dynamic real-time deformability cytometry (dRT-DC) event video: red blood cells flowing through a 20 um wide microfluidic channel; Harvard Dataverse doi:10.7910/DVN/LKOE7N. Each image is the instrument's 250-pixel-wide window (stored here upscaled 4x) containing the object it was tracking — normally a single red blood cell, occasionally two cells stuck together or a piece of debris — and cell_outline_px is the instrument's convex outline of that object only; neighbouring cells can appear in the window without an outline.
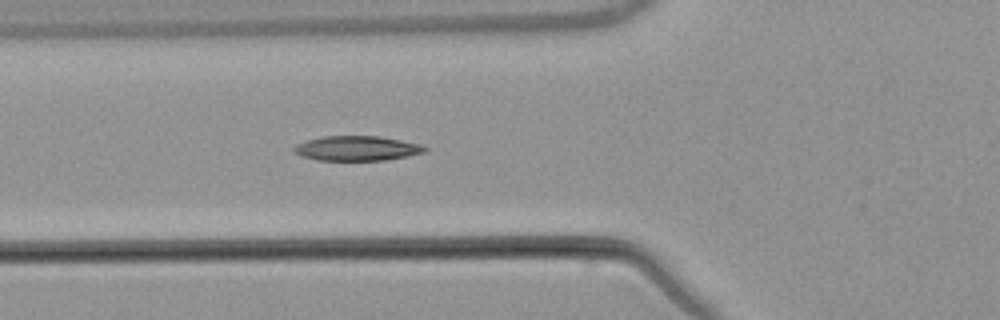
{"species": "common noctule bat (a hibernating species)", "species_latin": "Nyctalus noctula", "temperature_condition": "warm", "stored_images_in_passage": 5, "camera_frame_rate_fps": 3000, "um_per_image_px": 0.085, "animal": {"sex": "male", "body_mass_g": 21.5, "forearm_length_mm": 52.0}, "frame": {"image": 1, "passage_image": 5, "time_ms": 5.0, "image_size_px": [1000, 320], "cell_outline_px": [[428, 148], [424, 152], [408, 156], [384, 160], [316, 160], [300, 156], [292, 152], [292, 148], [296, 144], [308, 140], [324, 136], [380, 136], [420, 144]], "centroid_in_image_um": [30.29, 12.61], "position_along_channel_um": 95.5, "area_um2": 18.9}}